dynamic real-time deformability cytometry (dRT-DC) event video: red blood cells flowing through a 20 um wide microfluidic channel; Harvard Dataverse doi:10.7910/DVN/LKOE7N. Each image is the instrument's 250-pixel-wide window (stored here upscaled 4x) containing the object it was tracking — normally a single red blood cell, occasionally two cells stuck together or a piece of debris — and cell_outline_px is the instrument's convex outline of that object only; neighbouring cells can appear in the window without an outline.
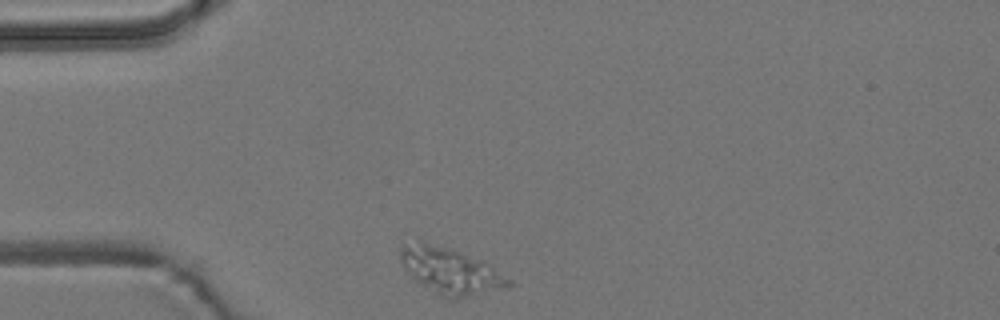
{"species": "common noctule bat (a hibernating species)", "species_latin": "Nyctalus noctula", "temperature_condition": "room temperature", "stored_images_in_passage": 34, "camera_frame_rate_fps": 3000, "um_per_image_px": 0.085, "animal": {"sex": "male", "body_mass_g": 19.2, "forearm_length_mm": 51.8}, "frame": {"image": 1, "passage_image": 1, "time_ms": 0.0, "image_size_px": [1000, 320], "cell_outline_px": [[516, 284], [452, 300], [440, 296], [416, 280], [404, 268], [400, 260], [400, 248], [404, 244], [416, 236], [420, 236], [484, 260], [512, 280]], "centroid_in_image_um": [38.22, 22.92], "position_along_channel_um": 46.8, "area_um2": 30.0}}
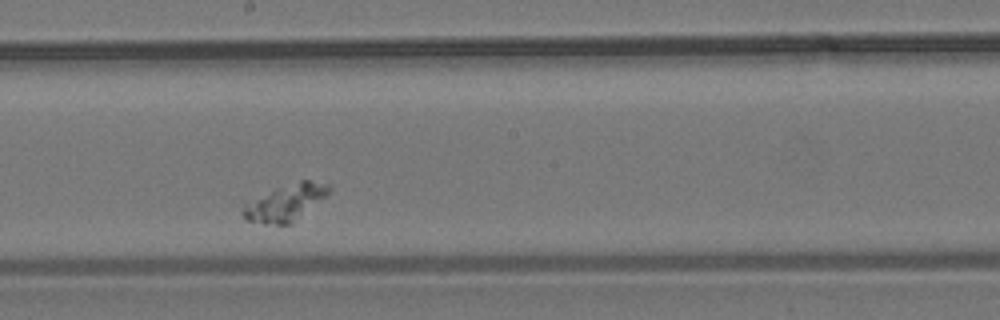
{"frame": {"image": 2, "passage_image": 19, "time_ms": 6.0, "image_size_px": [1000, 320], "cell_outline_px": [[332, 192], [292, 224], [264, 224], [248, 220], [240, 212], [240, 200], [300, 180], [308, 180], [328, 184], [332, 188]], "centroid_in_image_um": [24.18, 17.22], "position_along_channel_um": 224.0, "area_um2": 19.13}}
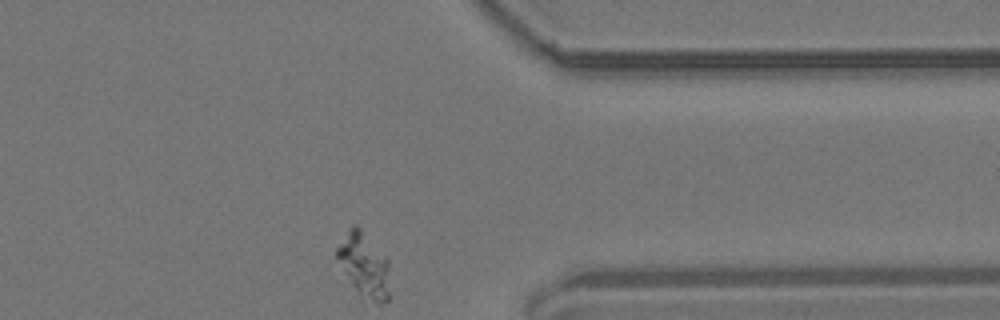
{"frame": {"image": 3, "passage_image": 34, "time_ms": 11.0, "image_size_px": [1000, 320], "cell_outline_px": [[388, 300], [372, 300], [360, 292], [352, 284], [344, 272], [336, 256], [336, 248], [352, 224], [356, 224], [388, 256]], "centroid_in_image_um": [30.95, 22.42], "position_along_channel_um": 380.5, "area_um2": 19.07}}